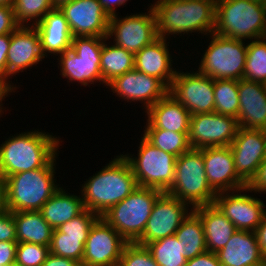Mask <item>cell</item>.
Masks as SVG:
<instances>
[{"mask_svg":"<svg viewBox=\"0 0 266 266\" xmlns=\"http://www.w3.org/2000/svg\"><path fill=\"white\" fill-rule=\"evenodd\" d=\"M128 242L99 217L91 227L81 266H112L120 263L122 251Z\"/></svg>","mask_w":266,"mask_h":266,"instance_id":"9a60e30c","label":"cell"},{"mask_svg":"<svg viewBox=\"0 0 266 266\" xmlns=\"http://www.w3.org/2000/svg\"><path fill=\"white\" fill-rule=\"evenodd\" d=\"M65 190L63 187L59 188L40 209L44 220L53 229H58L85 209L81 194L78 196Z\"/></svg>","mask_w":266,"mask_h":266,"instance_id":"83f0119b","label":"cell"},{"mask_svg":"<svg viewBox=\"0 0 266 266\" xmlns=\"http://www.w3.org/2000/svg\"><path fill=\"white\" fill-rule=\"evenodd\" d=\"M193 210L202 220L207 251L216 253L224 248L237 231L235 225L215 204L198 206Z\"/></svg>","mask_w":266,"mask_h":266,"instance_id":"4316f807","label":"cell"},{"mask_svg":"<svg viewBox=\"0 0 266 266\" xmlns=\"http://www.w3.org/2000/svg\"><path fill=\"white\" fill-rule=\"evenodd\" d=\"M0 241L17 242L13 212L0 214Z\"/></svg>","mask_w":266,"mask_h":266,"instance_id":"60d3db41","label":"cell"},{"mask_svg":"<svg viewBox=\"0 0 266 266\" xmlns=\"http://www.w3.org/2000/svg\"><path fill=\"white\" fill-rule=\"evenodd\" d=\"M264 131V136H265V145H266V129H263Z\"/></svg>","mask_w":266,"mask_h":266,"instance_id":"11a10c76","label":"cell"},{"mask_svg":"<svg viewBox=\"0 0 266 266\" xmlns=\"http://www.w3.org/2000/svg\"><path fill=\"white\" fill-rule=\"evenodd\" d=\"M60 139L39 129L10 136L0 144V178L44 167L59 152Z\"/></svg>","mask_w":266,"mask_h":266,"instance_id":"7a4b0ae2","label":"cell"},{"mask_svg":"<svg viewBox=\"0 0 266 266\" xmlns=\"http://www.w3.org/2000/svg\"><path fill=\"white\" fill-rule=\"evenodd\" d=\"M107 37L102 45L100 69L103 84L106 86L114 78L134 69V54L126 49L107 42ZM109 43V44H108Z\"/></svg>","mask_w":266,"mask_h":266,"instance_id":"f546056e","label":"cell"},{"mask_svg":"<svg viewBox=\"0 0 266 266\" xmlns=\"http://www.w3.org/2000/svg\"><path fill=\"white\" fill-rule=\"evenodd\" d=\"M57 158L58 153L42 168L16 173L4 179L9 211H40L61 188L55 178Z\"/></svg>","mask_w":266,"mask_h":266,"instance_id":"277c9868","label":"cell"},{"mask_svg":"<svg viewBox=\"0 0 266 266\" xmlns=\"http://www.w3.org/2000/svg\"><path fill=\"white\" fill-rule=\"evenodd\" d=\"M185 266H221L217 254L206 251L196 257L187 260Z\"/></svg>","mask_w":266,"mask_h":266,"instance_id":"f6af8a7d","label":"cell"},{"mask_svg":"<svg viewBox=\"0 0 266 266\" xmlns=\"http://www.w3.org/2000/svg\"><path fill=\"white\" fill-rule=\"evenodd\" d=\"M41 266H81V264L73 259L49 253Z\"/></svg>","mask_w":266,"mask_h":266,"instance_id":"7dc6e473","label":"cell"},{"mask_svg":"<svg viewBox=\"0 0 266 266\" xmlns=\"http://www.w3.org/2000/svg\"><path fill=\"white\" fill-rule=\"evenodd\" d=\"M11 34L0 35V76L7 81V53Z\"/></svg>","mask_w":266,"mask_h":266,"instance_id":"bcb514c9","label":"cell"},{"mask_svg":"<svg viewBox=\"0 0 266 266\" xmlns=\"http://www.w3.org/2000/svg\"><path fill=\"white\" fill-rule=\"evenodd\" d=\"M232 150L237 175L248 185L266 158L265 136L262 129L238 127Z\"/></svg>","mask_w":266,"mask_h":266,"instance_id":"ac0fdd59","label":"cell"},{"mask_svg":"<svg viewBox=\"0 0 266 266\" xmlns=\"http://www.w3.org/2000/svg\"><path fill=\"white\" fill-rule=\"evenodd\" d=\"M174 235L181 242L182 255L187 260L207 251L202 220L194 210L184 219Z\"/></svg>","mask_w":266,"mask_h":266,"instance_id":"4dcf8cb0","label":"cell"},{"mask_svg":"<svg viewBox=\"0 0 266 266\" xmlns=\"http://www.w3.org/2000/svg\"><path fill=\"white\" fill-rule=\"evenodd\" d=\"M167 41L165 38H158L135 53L134 69L158 78L169 88L177 70L172 66L174 61Z\"/></svg>","mask_w":266,"mask_h":266,"instance_id":"603a6c76","label":"cell"},{"mask_svg":"<svg viewBox=\"0 0 266 266\" xmlns=\"http://www.w3.org/2000/svg\"><path fill=\"white\" fill-rule=\"evenodd\" d=\"M213 33L237 40L266 37V3L257 0H216Z\"/></svg>","mask_w":266,"mask_h":266,"instance_id":"5b68a950","label":"cell"},{"mask_svg":"<svg viewBox=\"0 0 266 266\" xmlns=\"http://www.w3.org/2000/svg\"><path fill=\"white\" fill-rule=\"evenodd\" d=\"M8 211L7 208V197H6V186L4 180L0 178V214Z\"/></svg>","mask_w":266,"mask_h":266,"instance_id":"816d5d0a","label":"cell"},{"mask_svg":"<svg viewBox=\"0 0 266 266\" xmlns=\"http://www.w3.org/2000/svg\"><path fill=\"white\" fill-rule=\"evenodd\" d=\"M107 38L133 54L153 43L159 37L152 7L147 8V13H132L122 18L118 14L111 16Z\"/></svg>","mask_w":266,"mask_h":266,"instance_id":"8fae6325","label":"cell"},{"mask_svg":"<svg viewBox=\"0 0 266 266\" xmlns=\"http://www.w3.org/2000/svg\"><path fill=\"white\" fill-rule=\"evenodd\" d=\"M86 240L87 238L82 237H62V233L54 229L49 251L53 255L70 258L81 264Z\"/></svg>","mask_w":266,"mask_h":266,"instance_id":"8d00e7d4","label":"cell"},{"mask_svg":"<svg viewBox=\"0 0 266 266\" xmlns=\"http://www.w3.org/2000/svg\"><path fill=\"white\" fill-rule=\"evenodd\" d=\"M104 41L105 38L97 36L73 37L71 49L58 55L60 75L69 83L78 82L85 87L103 84L100 61Z\"/></svg>","mask_w":266,"mask_h":266,"instance_id":"ba28073f","label":"cell"},{"mask_svg":"<svg viewBox=\"0 0 266 266\" xmlns=\"http://www.w3.org/2000/svg\"><path fill=\"white\" fill-rule=\"evenodd\" d=\"M257 1H261V2H263V3H266V0H257Z\"/></svg>","mask_w":266,"mask_h":266,"instance_id":"9f6ffc18","label":"cell"},{"mask_svg":"<svg viewBox=\"0 0 266 266\" xmlns=\"http://www.w3.org/2000/svg\"><path fill=\"white\" fill-rule=\"evenodd\" d=\"M237 119L212 112L190 116L188 143L193 149L229 146L238 130Z\"/></svg>","mask_w":266,"mask_h":266,"instance_id":"5bb4252c","label":"cell"},{"mask_svg":"<svg viewBox=\"0 0 266 266\" xmlns=\"http://www.w3.org/2000/svg\"><path fill=\"white\" fill-rule=\"evenodd\" d=\"M150 6L159 38L194 32L208 36L214 31L216 0H155Z\"/></svg>","mask_w":266,"mask_h":266,"instance_id":"6da1fadb","label":"cell"},{"mask_svg":"<svg viewBox=\"0 0 266 266\" xmlns=\"http://www.w3.org/2000/svg\"><path fill=\"white\" fill-rule=\"evenodd\" d=\"M166 193L188 203L192 208L214 204L217 193L207 181L203 148H190L177 157L175 179Z\"/></svg>","mask_w":266,"mask_h":266,"instance_id":"8992f818","label":"cell"},{"mask_svg":"<svg viewBox=\"0 0 266 266\" xmlns=\"http://www.w3.org/2000/svg\"><path fill=\"white\" fill-rule=\"evenodd\" d=\"M100 216L90 210L84 209L70 221L63 223L58 230L62 237L88 238L89 231Z\"/></svg>","mask_w":266,"mask_h":266,"instance_id":"74e56055","label":"cell"},{"mask_svg":"<svg viewBox=\"0 0 266 266\" xmlns=\"http://www.w3.org/2000/svg\"><path fill=\"white\" fill-rule=\"evenodd\" d=\"M254 232L257 238V243L260 247L261 254L266 260V213Z\"/></svg>","mask_w":266,"mask_h":266,"instance_id":"c3c4849f","label":"cell"},{"mask_svg":"<svg viewBox=\"0 0 266 266\" xmlns=\"http://www.w3.org/2000/svg\"><path fill=\"white\" fill-rule=\"evenodd\" d=\"M247 192L248 187L217 193L214 204L237 230L254 232L266 213V204L257 196L254 197L253 194L251 196Z\"/></svg>","mask_w":266,"mask_h":266,"instance_id":"2e32d148","label":"cell"},{"mask_svg":"<svg viewBox=\"0 0 266 266\" xmlns=\"http://www.w3.org/2000/svg\"><path fill=\"white\" fill-rule=\"evenodd\" d=\"M248 193L266 194V158L260 164L255 177L247 185ZM253 191V192H252Z\"/></svg>","mask_w":266,"mask_h":266,"instance_id":"7bdbcfd3","label":"cell"},{"mask_svg":"<svg viewBox=\"0 0 266 266\" xmlns=\"http://www.w3.org/2000/svg\"><path fill=\"white\" fill-rule=\"evenodd\" d=\"M107 87L117 97L127 102L142 103L144 111L163 98L169 88L158 78L139 72L136 69L114 78Z\"/></svg>","mask_w":266,"mask_h":266,"instance_id":"e0dca14e","label":"cell"},{"mask_svg":"<svg viewBox=\"0 0 266 266\" xmlns=\"http://www.w3.org/2000/svg\"><path fill=\"white\" fill-rule=\"evenodd\" d=\"M214 112L233 118L239 114L238 80H214Z\"/></svg>","mask_w":266,"mask_h":266,"instance_id":"836d02e7","label":"cell"},{"mask_svg":"<svg viewBox=\"0 0 266 266\" xmlns=\"http://www.w3.org/2000/svg\"><path fill=\"white\" fill-rule=\"evenodd\" d=\"M73 0H51L53 9H59L63 5L70 3Z\"/></svg>","mask_w":266,"mask_h":266,"instance_id":"f5cc1de1","label":"cell"},{"mask_svg":"<svg viewBox=\"0 0 266 266\" xmlns=\"http://www.w3.org/2000/svg\"><path fill=\"white\" fill-rule=\"evenodd\" d=\"M159 266H185L187 259L182 255L181 242L175 235L145 245Z\"/></svg>","mask_w":266,"mask_h":266,"instance_id":"1f68e13d","label":"cell"},{"mask_svg":"<svg viewBox=\"0 0 266 266\" xmlns=\"http://www.w3.org/2000/svg\"><path fill=\"white\" fill-rule=\"evenodd\" d=\"M243 79L266 84V37L248 40Z\"/></svg>","mask_w":266,"mask_h":266,"instance_id":"d6a6232c","label":"cell"},{"mask_svg":"<svg viewBox=\"0 0 266 266\" xmlns=\"http://www.w3.org/2000/svg\"><path fill=\"white\" fill-rule=\"evenodd\" d=\"M17 242L49 246L53 228L44 220L40 211L13 212Z\"/></svg>","mask_w":266,"mask_h":266,"instance_id":"f1b7e54d","label":"cell"},{"mask_svg":"<svg viewBox=\"0 0 266 266\" xmlns=\"http://www.w3.org/2000/svg\"><path fill=\"white\" fill-rule=\"evenodd\" d=\"M17 243L18 242L0 241V266L15 264Z\"/></svg>","mask_w":266,"mask_h":266,"instance_id":"ee69618b","label":"cell"},{"mask_svg":"<svg viewBox=\"0 0 266 266\" xmlns=\"http://www.w3.org/2000/svg\"><path fill=\"white\" fill-rule=\"evenodd\" d=\"M59 9L64 14L73 37L108 36L110 16L99 0H73Z\"/></svg>","mask_w":266,"mask_h":266,"instance_id":"d6986e66","label":"cell"},{"mask_svg":"<svg viewBox=\"0 0 266 266\" xmlns=\"http://www.w3.org/2000/svg\"><path fill=\"white\" fill-rule=\"evenodd\" d=\"M140 141L136 157L128 153L123 155L131 166L137 185L167 192L175 179L177 157L155 147L144 136Z\"/></svg>","mask_w":266,"mask_h":266,"instance_id":"30bf717a","label":"cell"},{"mask_svg":"<svg viewBox=\"0 0 266 266\" xmlns=\"http://www.w3.org/2000/svg\"><path fill=\"white\" fill-rule=\"evenodd\" d=\"M15 93V89L2 77L0 76V111L4 113V110L6 108H2L3 106V100L11 95V93Z\"/></svg>","mask_w":266,"mask_h":266,"instance_id":"f907efd6","label":"cell"},{"mask_svg":"<svg viewBox=\"0 0 266 266\" xmlns=\"http://www.w3.org/2000/svg\"><path fill=\"white\" fill-rule=\"evenodd\" d=\"M103 167L84 181L80 191L84 208L100 217L138 187L131 166L123 154L114 156Z\"/></svg>","mask_w":266,"mask_h":266,"instance_id":"3957f363","label":"cell"},{"mask_svg":"<svg viewBox=\"0 0 266 266\" xmlns=\"http://www.w3.org/2000/svg\"><path fill=\"white\" fill-rule=\"evenodd\" d=\"M203 160L207 181L216 193L247 187L235 171L230 146L203 148Z\"/></svg>","mask_w":266,"mask_h":266,"instance_id":"44dd1931","label":"cell"},{"mask_svg":"<svg viewBox=\"0 0 266 266\" xmlns=\"http://www.w3.org/2000/svg\"><path fill=\"white\" fill-rule=\"evenodd\" d=\"M12 5H0V35L11 34L17 27Z\"/></svg>","mask_w":266,"mask_h":266,"instance_id":"b9f144b4","label":"cell"},{"mask_svg":"<svg viewBox=\"0 0 266 266\" xmlns=\"http://www.w3.org/2000/svg\"><path fill=\"white\" fill-rule=\"evenodd\" d=\"M143 135L155 147L176 157L188 151V133H178L163 129H144Z\"/></svg>","mask_w":266,"mask_h":266,"instance_id":"e575fe53","label":"cell"},{"mask_svg":"<svg viewBox=\"0 0 266 266\" xmlns=\"http://www.w3.org/2000/svg\"><path fill=\"white\" fill-rule=\"evenodd\" d=\"M216 254L221 266H266L253 231L237 230Z\"/></svg>","mask_w":266,"mask_h":266,"instance_id":"cb8c5ba5","label":"cell"},{"mask_svg":"<svg viewBox=\"0 0 266 266\" xmlns=\"http://www.w3.org/2000/svg\"><path fill=\"white\" fill-rule=\"evenodd\" d=\"M144 112L147 114L145 129L189 132L190 112L169 93Z\"/></svg>","mask_w":266,"mask_h":266,"instance_id":"d4e9b609","label":"cell"},{"mask_svg":"<svg viewBox=\"0 0 266 266\" xmlns=\"http://www.w3.org/2000/svg\"><path fill=\"white\" fill-rule=\"evenodd\" d=\"M15 0H0V5H12L14 4Z\"/></svg>","mask_w":266,"mask_h":266,"instance_id":"db71d44e","label":"cell"},{"mask_svg":"<svg viewBox=\"0 0 266 266\" xmlns=\"http://www.w3.org/2000/svg\"><path fill=\"white\" fill-rule=\"evenodd\" d=\"M40 35L41 52L44 57L58 56L71 49L72 32L60 9H52L35 25Z\"/></svg>","mask_w":266,"mask_h":266,"instance_id":"484cf974","label":"cell"},{"mask_svg":"<svg viewBox=\"0 0 266 266\" xmlns=\"http://www.w3.org/2000/svg\"><path fill=\"white\" fill-rule=\"evenodd\" d=\"M192 210L188 203L163 192L155 201L143 234L136 243L145 246L174 235Z\"/></svg>","mask_w":266,"mask_h":266,"instance_id":"4fadbf2b","label":"cell"},{"mask_svg":"<svg viewBox=\"0 0 266 266\" xmlns=\"http://www.w3.org/2000/svg\"><path fill=\"white\" fill-rule=\"evenodd\" d=\"M208 39L212 40L198 63L197 71L214 80L243 79L248 42L213 32L208 35Z\"/></svg>","mask_w":266,"mask_h":266,"instance_id":"9c48e42d","label":"cell"},{"mask_svg":"<svg viewBox=\"0 0 266 266\" xmlns=\"http://www.w3.org/2000/svg\"><path fill=\"white\" fill-rule=\"evenodd\" d=\"M128 0H99L104 11L111 17L117 15L116 7L124 6Z\"/></svg>","mask_w":266,"mask_h":266,"instance_id":"681fc988","label":"cell"},{"mask_svg":"<svg viewBox=\"0 0 266 266\" xmlns=\"http://www.w3.org/2000/svg\"><path fill=\"white\" fill-rule=\"evenodd\" d=\"M168 93L190 112V115L214 112V79L195 71H176Z\"/></svg>","mask_w":266,"mask_h":266,"instance_id":"7c38bea8","label":"cell"},{"mask_svg":"<svg viewBox=\"0 0 266 266\" xmlns=\"http://www.w3.org/2000/svg\"><path fill=\"white\" fill-rule=\"evenodd\" d=\"M121 266H159L146 246L127 243L122 251Z\"/></svg>","mask_w":266,"mask_h":266,"instance_id":"ab89813d","label":"cell"},{"mask_svg":"<svg viewBox=\"0 0 266 266\" xmlns=\"http://www.w3.org/2000/svg\"><path fill=\"white\" fill-rule=\"evenodd\" d=\"M237 124L244 129H266V84L238 80Z\"/></svg>","mask_w":266,"mask_h":266,"instance_id":"7402d4cb","label":"cell"},{"mask_svg":"<svg viewBox=\"0 0 266 266\" xmlns=\"http://www.w3.org/2000/svg\"><path fill=\"white\" fill-rule=\"evenodd\" d=\"M50 253L49 246L28 242L17 243L15 264L19 266H41Z\"/></svg>","mask_w":266,"mask_h":266,"instance_id":"f35d334b","label":"cell"},{"mask_svg":"<svg viewBox=\"0 0 266 266\" xmlns=\"http://www.w3.org/2000/svg\"><path fill=\"white\" fill-rule=\"evenodd\" d=\"M162 193L155 188L138 186L101 217L128 243H136L143 234L155 201Z\"/></svg>","mask_w":266,"mask_h":266,"instance_id":"52a82bcc","label":"cell"},{"mask_svg":"<svg viewBox=\"0 0 266 266\" xmlns=\"http://www.w3.org/2000/svg\"><path fill=\"white\" fill-rule=\"evenodd\" d=\"M41 52L40 35L35 26H18L11 33L7 53V82L16 90L10 79L44 60ZM9 79V80H8ZM12 84H11V83Z\"/></svg>","mask_w":266,"mask_h":266,"instance_id":"ffe728a7","label":"cell"},{"mask_svg":"<svg viewBox=\"0 0 266 266\" xmlns=\"http://www.w3.org/2000/svg\"><path fill=\"white\" fill-rule=\"evenodd\" d=\"M13 9L19 26H35L53 7L51 0H15Z\"/></svg>","mask_w":266,"mask_h":266,"instance_id":"d590c367","label":"cell"}]
</instances>
